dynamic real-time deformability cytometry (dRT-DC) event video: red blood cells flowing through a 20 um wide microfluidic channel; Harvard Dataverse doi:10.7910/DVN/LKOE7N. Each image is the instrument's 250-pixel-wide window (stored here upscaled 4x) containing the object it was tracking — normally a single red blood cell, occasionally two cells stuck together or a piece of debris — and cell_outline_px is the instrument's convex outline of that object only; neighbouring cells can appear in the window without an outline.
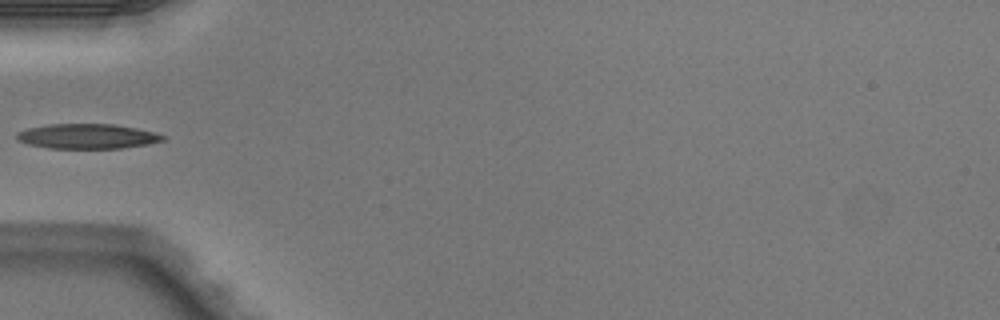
{"species": "Egyptian fruit bat (a non-hibernating species)", "species_latin": "Rousettus aegyptiacus", "temperature_condition": "warm", "stored_images_in_passage": 4, "camera_frame_rate_fps": 3000, "um_per_image_px": 0.085, "animal": {"sex": "male"}, "frame": {"image": 1, "passage_image": 4, "time_ms": 1.0, "image_size_px": [1000, 320], "cell_outline_px": [[164, 140], [148, 144], [120, 148], [48, 148], [28, 144], [16, 140], [16, 132], [28, 128], [48, 124], [116, 124], [156, 132], [164, 136]], "centroid_in_image_um": [7.39, 11.58], "position_along_channel_um": 77.6, "area_um2": 21.21}}